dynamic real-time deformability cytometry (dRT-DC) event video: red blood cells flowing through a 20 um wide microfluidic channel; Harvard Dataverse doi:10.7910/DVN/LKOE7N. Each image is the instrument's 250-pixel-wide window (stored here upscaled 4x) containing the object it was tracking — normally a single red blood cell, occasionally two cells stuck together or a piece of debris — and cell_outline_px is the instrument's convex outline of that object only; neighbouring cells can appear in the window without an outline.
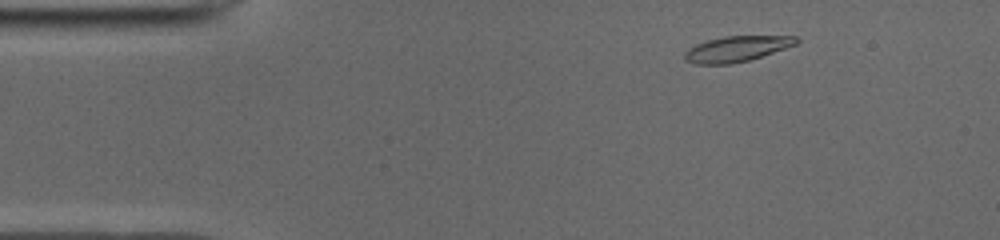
{"species": "common noctule bat (a hibernating species)", "species_latin": "Nyctalus noctula", "temperature_condition": "cold", "stored_images_in_passage": 48, "camera_frame_rate_fps": 3000, "um_per_image_px": 0.085, "animal": {"sex": "male", "body_mass_g": 19.0, "forearm_length_mm": 50.8}, "frame": {"image": 1, "passage_image": 4, "time_ms": 1.0, "image_size_px": [1000, 240], "cell_outline_px": [[800, 40], [796, 44], [748, 60], [728, 64], [696, 64], [684, 60], [684, 52], [688, 48], [696, 44], [708, 40], [724, 36], [796, 36]], "centroid_in_image_um": [62.57, 4.15], "position_along_channel_um": 22.4, "area_um2": 16.42}}
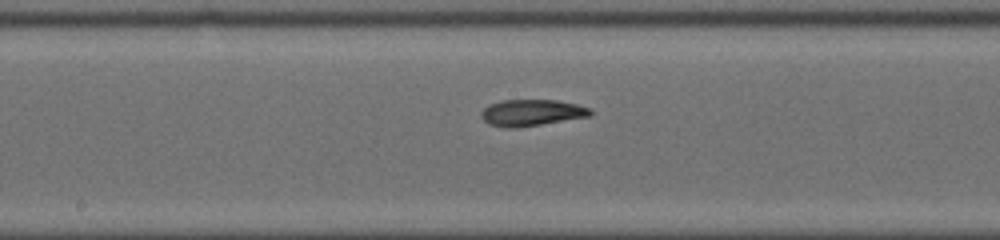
{"frame": {"image": 2, "passage_image": 23, "time_ms": 7.333, "image_size_px": [1000, 240], "cell_outline_px": [[592, 116], [540, 124], [512, 128], [508, 128], [488, 124], [480, 116], [480, 112], [484, 108], [492, 104], [504, 100], [556, 100], [576, 104], [592, 108]], "centroid_in_image_um": [45.21, 9.58], "position_along_channel_um": 203.0, "area_um2": 16.7}}
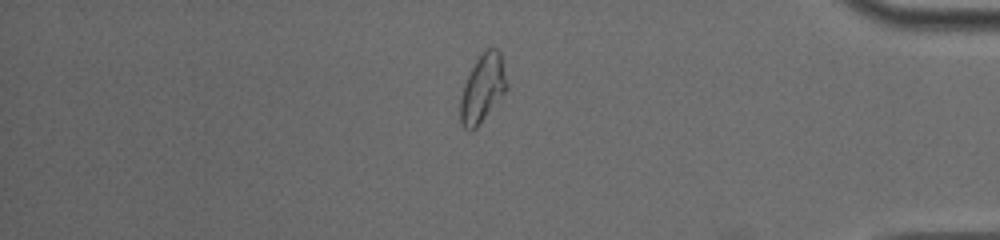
{"frame": {"image": 3, "passage_image": 40, "time_ms": 13.0, "image_size_px": [1000, 240], "cell_outline_px": [[508, 88], [476, 128], [468, 132], [464, 128], [460, 120], [460, 100], [468, 76], [476, 60], [488, 48], [496, 48], [500, 52], [508, 84]], "centroid_in_image_um": [41.03, 7.54], "position_along_channel_um": 394.2, "area_um2": 17.98}, "authors_computed_cell_mechanics": {"area_um2": 16.7909, "velocity_mm_per_s": 3.9394, "shape_relaxation_time_tau1_ms": 7.0416, "shape_relaxation_time_tau2_ms": 3.1439, "deformation_change_tau1": 0.2557, "deformation_change_tau2": 0.0977}}